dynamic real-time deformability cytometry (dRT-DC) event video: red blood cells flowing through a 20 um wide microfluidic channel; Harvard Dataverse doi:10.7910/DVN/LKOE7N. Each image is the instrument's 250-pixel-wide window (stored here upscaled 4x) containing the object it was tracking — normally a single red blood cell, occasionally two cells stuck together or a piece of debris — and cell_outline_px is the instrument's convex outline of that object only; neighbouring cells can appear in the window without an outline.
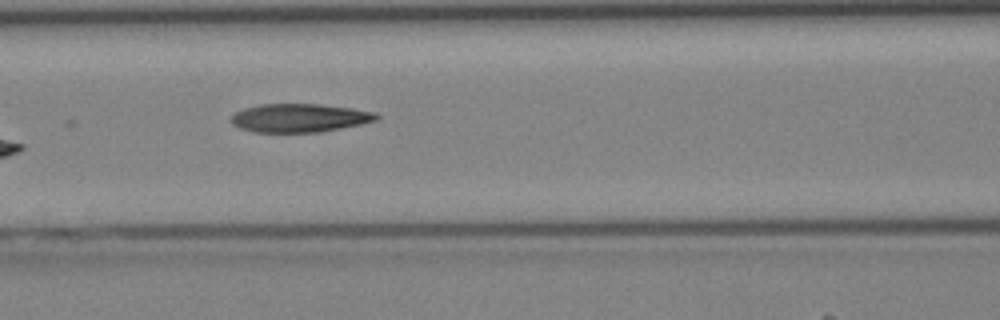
{"species": "Egyptian fruit bat (a non-hibernating species)", "species_latin": "Rousettus aegyptiacus", "temperature_condition": "cold", "stored_images_in_passage": 5, "camera_frame_rate_fps": 3000, "um_per_image_px": 0.085, "animal": {"sex": "female"}, "frame": {"image": 1, "passage_image": 4, "time_ms": 1.0, "image_size_px": [1000, 320], "cell_outline_px": [[380, 116], [376, 120], [360, 124], [320, 132], [252, 132], [240, 128], [232, 124], [232, 116], [236, 112], [244, 108], [260, 104], [320, 104], [352, 108], [376, 112]], "centroid_in_image_um": [25.46, 10.02], "position_along_channel_um": 141.1, "area_um2": 24.04}}
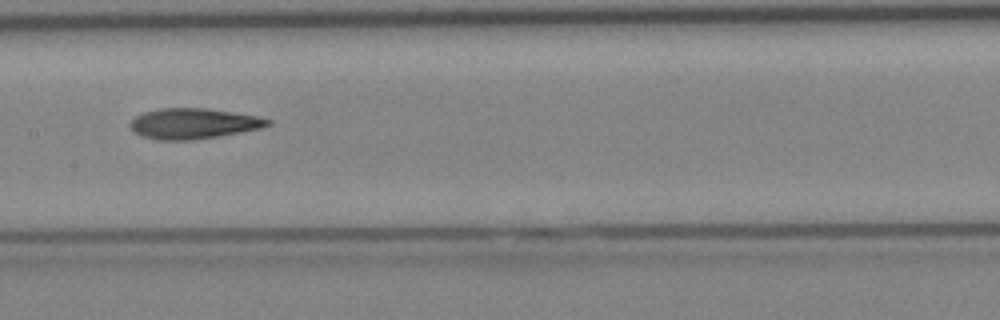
{"frame": {"image": 2, "passage_image": 5, "time_ms": 1.333, "image_size_px": [1000, 320], "cell_outline_px": [[272, 124], [260, 128], [216, 136], [188, 140], [160, 140], [144, 136], [136, 132], [128, 124], [136, 116], [144, 112], [160, 108], [204, 108], [232, 112], [256, 116], [272, 120]], "centroid_in_image_um": [16.43, 10.49], "position_along_channel_um": 191.0, "area_um2": 23.99}}